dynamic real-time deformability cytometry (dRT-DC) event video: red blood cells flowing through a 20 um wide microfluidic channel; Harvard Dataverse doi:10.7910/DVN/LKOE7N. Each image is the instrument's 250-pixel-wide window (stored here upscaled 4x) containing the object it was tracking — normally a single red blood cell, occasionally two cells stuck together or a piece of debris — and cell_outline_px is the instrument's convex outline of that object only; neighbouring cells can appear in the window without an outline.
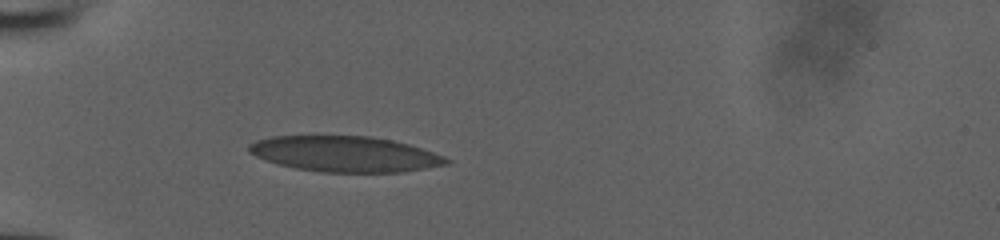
{"species": "human", "species_latin": "Homo sapiens", "temperature_condition": "room temperature", "stored_images_in_passage": 10, "camera_frame_rate_fps": 3000, "um_per_image_px": 0.085, "donor": {"sex": "male"}, "frame": {"image": 1, "passage_image": 2, "time_ms": 0.333, "image_size_px": [1000, 240], "cell_outline_px": [[452, 160], [448, 164], [400, 172], [320, 172], [296, 168], [276, 164], [256, 156], [248, 152], [248, 144], [256, 140], [272, 136], [372, 136], [392, 140], [408, 144], [444, 156]], "centroid_in_image_um": [29.29, 13.09], "position_along_channel_um": 55.7, "area_um2": 40.92}}
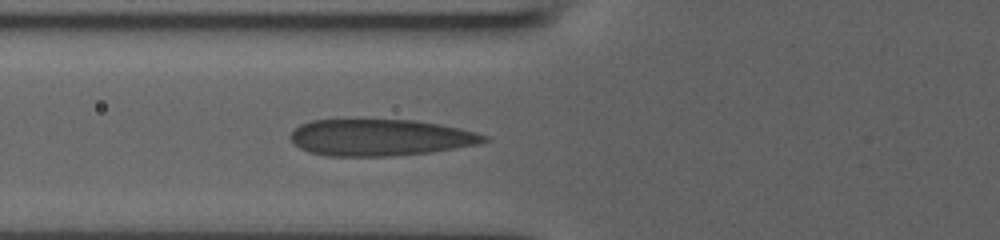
{"frame": {"image": 2, "passage_image": 5, "time_ms": 1.333, "image_size_px": [1000, 240], "cell_outline_px": [[492, 140], [480, 144], [432, 152], [392, 156], [328, 156], [308, 152], [300, 148], [288, 136], [300, 124], [312, 120], [416, 120], [440, 124], [476, 132], [488, 136]], "centroid_in_image_um": [32.36, 11.69], "position_along_channel_um": 93.4, "area_um2": 41.44}}
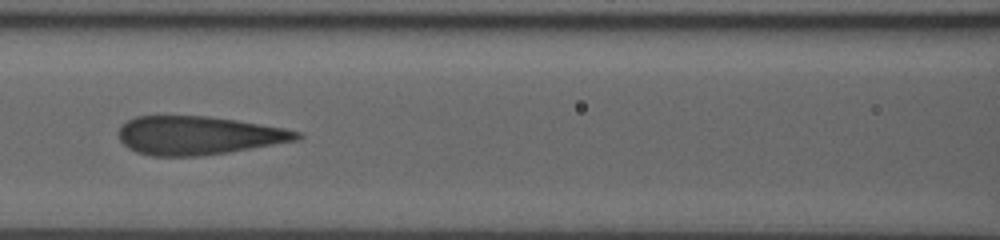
{"frame": {"image": 3, "passage_image": 8, "time_ms": 2.333, "image_size_px": [1000, 240], "cell_outline_px": [[304, 136], [300, 140], [228, 152], [200, 156], [152, 156], [136, 152], [128, 148], [120, 140], [116, 132], [128, 120], [136, 116], [208, 116], [236, 120], [284, 128], [300, 132]], "centroid_in_image_um": [16.86, 11.51], "position_along_channel_um": 149.7, "area_um2": 40.06}}